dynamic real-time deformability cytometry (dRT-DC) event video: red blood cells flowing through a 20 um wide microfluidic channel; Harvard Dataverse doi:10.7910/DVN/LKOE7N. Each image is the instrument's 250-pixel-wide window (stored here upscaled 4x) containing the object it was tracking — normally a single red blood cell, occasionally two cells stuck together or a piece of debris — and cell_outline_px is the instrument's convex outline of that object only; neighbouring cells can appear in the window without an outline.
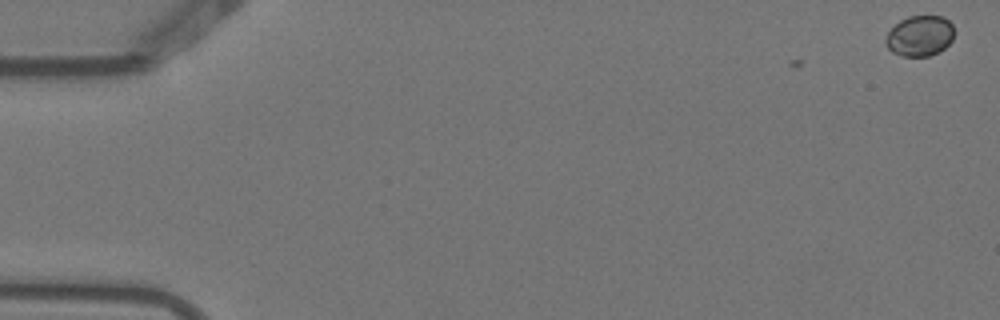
{"species": "Egyptian fruit bat (a non-hibernating species)", "species_latin": "Rousettus aegyptiacus", "temperature_condition": "warm", "stored_images_in_passage": 6, "camera_frame_rate_fps": 3000, "um_per_image_px": 0.085, "animal": {"sex": "female"}, "frame": {"image": 1, "passage_image": 1, "time_ms": 0.0, "image_size_px": [1000, 320], "cell_outline_px": [[956, 32], [952, 40], [944, 48], [928, 56], [904, 56], [892, 52], [888, 48], [884, 40], [888, 32], [900, 20], [908, 16], [944, 16], [952, 24]], "centroid_in_image_um": [78.2, 3.03], "position_along_channel_um": 6.8, "area_um2": 16.24}}
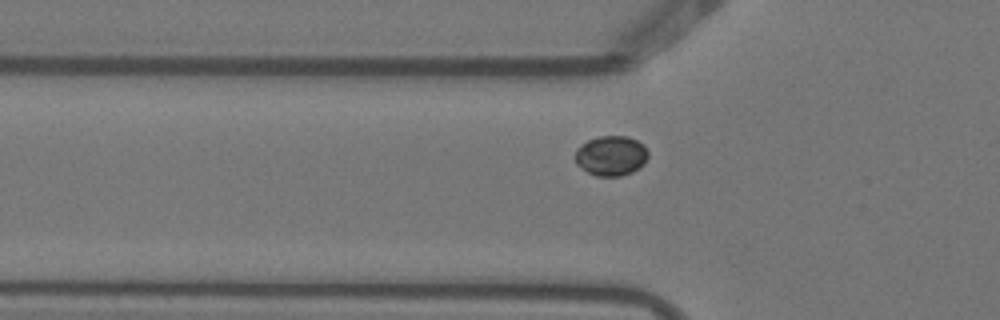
{"frame": {"image": 2, "passage_image": 6, "time_ms": 1.667, "image_size_px": [1000, 320], "cell_outline_px": [[648, 156], [644, 164], [640, 168], [632, 172], [620, 176], [596, 176], [588, 172], [576, 164], [576, 148], [580, 144], [588, 140], [600, 136], [628, 136], [644, 144], [648, 152]], "centroid_in_image_um": [51.96, 13.23], "position_along_channel_um": 73.8, "area_um2": 17.11}}